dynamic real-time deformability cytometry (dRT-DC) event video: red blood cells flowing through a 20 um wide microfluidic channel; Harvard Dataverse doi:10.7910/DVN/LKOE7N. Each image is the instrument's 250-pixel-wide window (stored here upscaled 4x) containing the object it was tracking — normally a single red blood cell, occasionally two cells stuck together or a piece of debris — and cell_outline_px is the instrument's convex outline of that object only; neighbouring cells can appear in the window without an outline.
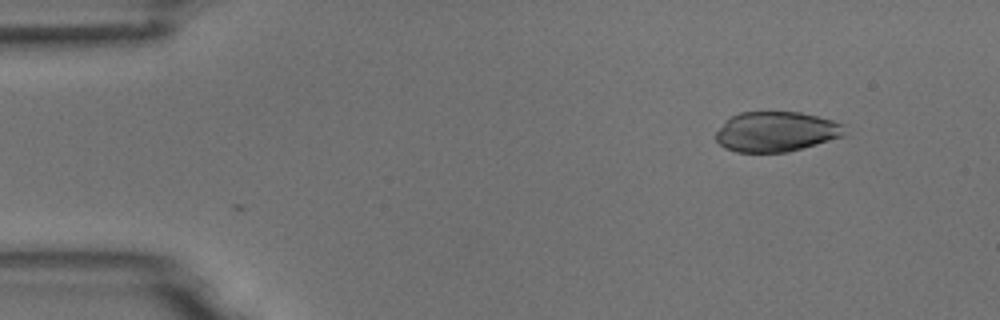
{"species": "common noctule bat (a hibernating species)", "species_latin": "Nyctalus noctula", "temperature_condition": "room temperature", "stored_images_in_passage": 41, "camera_frame_rate_fps": 3000, "um_per_image_px": 0.085, "animal": {"sex": "male", "body_mass_g": 18.8}, "frame": {"image": 1, "passage_image": 2, "time_ms": 0.333, "image_size_px": [1000, 320], "cell_outline_px": [[844, 136], [788, 152], [736, 152], [724, 148], [716, 140], [716, 132], [732, 116], [740, 112], [800, 112], [832, 120], [844, 124]], "centroid_in_image_um": [65.98, 11.2], "position_along_channel_um": 19.0, "area_um2": 29.82}}
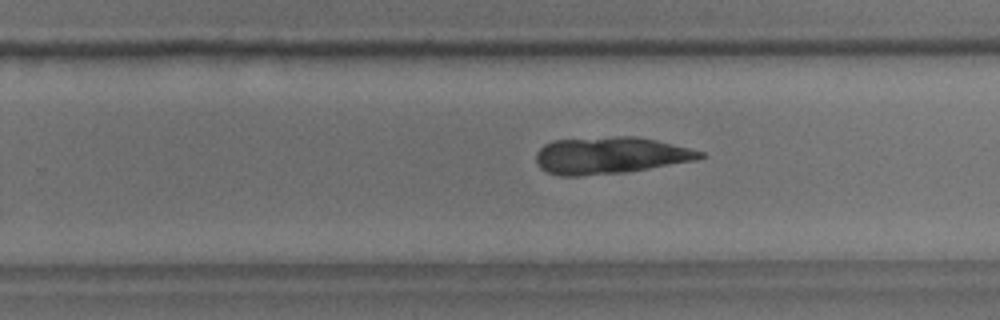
{"frame": {"image": 2, "passage_image": 30, "time_ms": 9.667, "image_size_px": [1000, 320], "cell_outline_px": [[708, 156], [696, 160], [624, 172], [580, 176], [560, 176], [548, 172], [540, 168], [536, 164], [536, 152], [544, 144], [552, 140], [616, 136], [636, 136], [656, 140], [704, 152]], "centroid_in_image_um": [51.83, 13.2], "position_along_channel_um": 278.0, "area_um2": 35.26}}
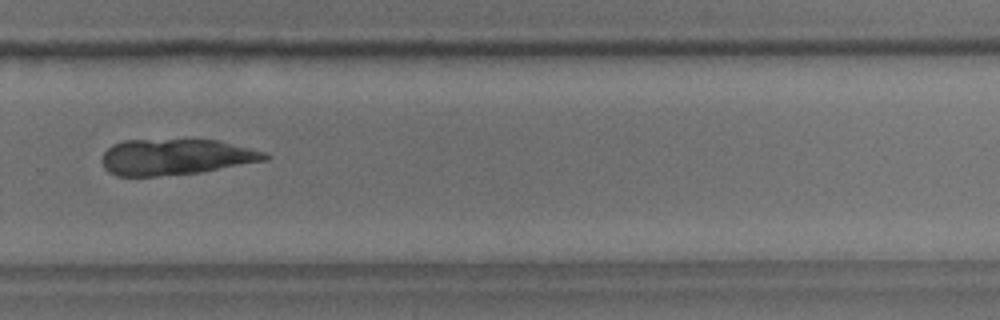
{"frame": {"image": 3, "passage_image": 33, "time_ms": 10.667, "image_size_px": [1000, 320], "cell_outline_px": [[272, 156], [268, 160], [200, 172], [156, 176], [116, 176], [108, 172], [104, 168], [100, 160], [104, 152], [112, 144], [124, 140], [216, 140], [268, 152]], "centroid_in_image_um": [14.93, 13.34], "position_along_channel_um": 314.9, "area_um2": 34.28}}